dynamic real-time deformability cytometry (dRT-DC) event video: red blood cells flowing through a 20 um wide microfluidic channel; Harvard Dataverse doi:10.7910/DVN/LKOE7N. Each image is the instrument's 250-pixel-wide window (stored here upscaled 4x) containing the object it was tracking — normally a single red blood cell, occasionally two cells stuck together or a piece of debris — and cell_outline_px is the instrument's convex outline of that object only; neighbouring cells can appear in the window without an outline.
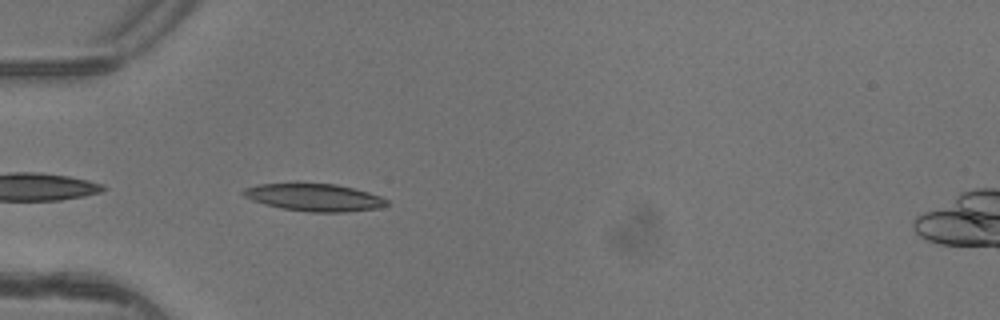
{"species": "common noctule bat (a hibernating species)", "species_latin": "Nyctalus noctula", "temperature_condition": "warm", "stored_images_in_passage": 5, "camera_frame_rate_fps": 3000, "um_per_image_px": 0.085, "animal": {"sex": "female"}, "frame": {"image": 1, "passage_image": 4, "time_ms": 1.0, "image_size_px": [1000, 320], "cell_outline_px": [[388, 204], [380, 208], [348, 212], [312, 212], [284, 208], [264, 204], [252, 200], [244, 196], [240, 192], [244, 188], [260, 184], [336, 184], [368, 192], [380, 196], [388, 200]], "centroid_in_image_um": [26.74, 16.79], "position_along_channel_um": 58.3, "area_um2": 22.66}}